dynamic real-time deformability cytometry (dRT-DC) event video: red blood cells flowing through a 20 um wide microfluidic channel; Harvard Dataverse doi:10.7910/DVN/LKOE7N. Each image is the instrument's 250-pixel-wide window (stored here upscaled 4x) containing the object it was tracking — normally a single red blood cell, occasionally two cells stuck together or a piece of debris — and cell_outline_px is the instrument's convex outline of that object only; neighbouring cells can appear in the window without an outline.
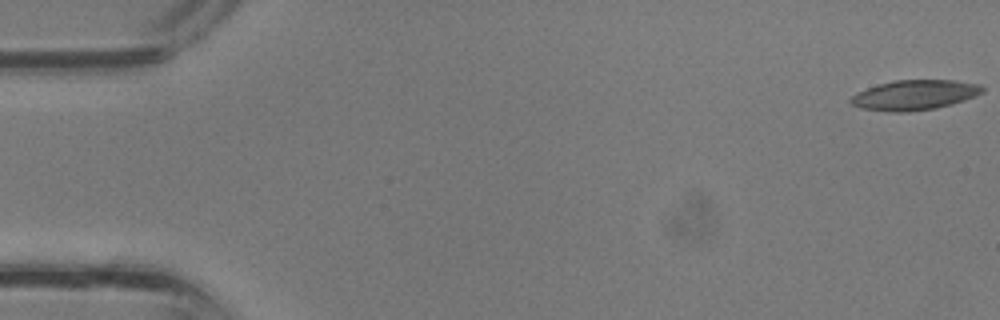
{"species": "common noctule bat (a hibernating species)", "species_latin": "Nyctalus noctula", "temperature_condition": "room temperature", "stored_images_in_passage": 37, "camera_frame_rate_fps": 3000, "um_per_image_px": 0.085, "animal": {"sex": "male", "body_mass_g": 13.3}, "frame": {"image": 1, "passage_image": 1, "time_ms": 0.0, "image_size_px": [1000, 320], "cell_outline_px": [[984, 92], [976, 96], [952, 104], [936, 108], [908, 112], [892, 112], [860, 108], [852, 104], [848, 100], [852, 96], [868, 88], [880, 84], [896, 80], [952, 80], [980, 84], [984, 88]], "centroid_in_image_um": [77.77, 8.08], "position_along_channel_um": 7.2, "area_um2": 22.89}}
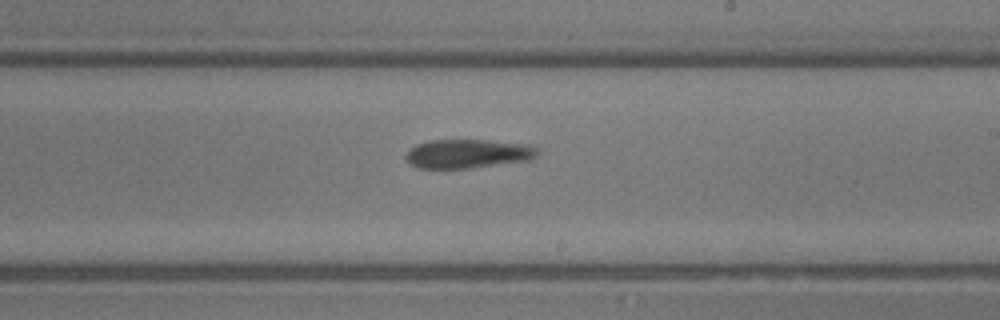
{"frame": {"image": 2, "passage_image": 22, "time_ms": 7.0, "image_size_px": [1000, 320], "cell_outline_px": [[536, 156], [528, 160], [468, 168], [416, 168], [408, 160], [408, 152], [416, 144], [432, 140], [484, 140], [516, 144], [536, 148]], "centroid_in_image_um": [39.7, 13.07], "position_along_channel_um": 249.3, "area_um2": 21.33}}
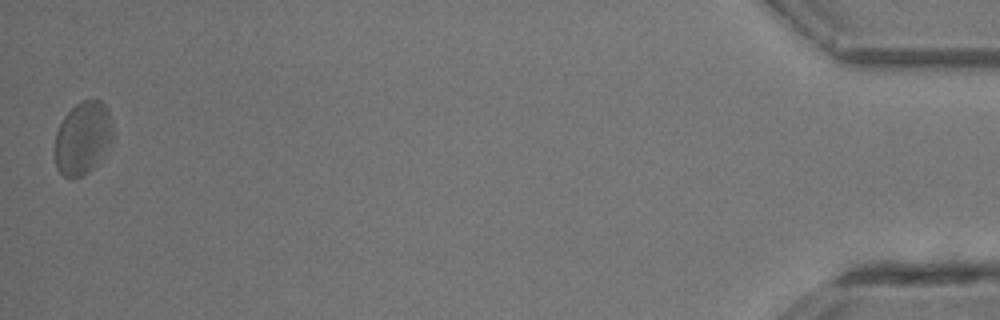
{"frame": {"image": 3, "passage_image": 37, "time_ms": 12.0, "image_size_px": [1000, 320], "cell_outline_px": [[108, 140], [92, 168], [80, 176], [64, 176], [56, 168], [56, 132], [64, 116], [76, 104], [84, 100], [100, 100], [104, 104], [108, 112]], "centroid_in_image_um": [6.93, 11.7], "position_along_channel_um": 428.3, "area_um2": 22.77}}